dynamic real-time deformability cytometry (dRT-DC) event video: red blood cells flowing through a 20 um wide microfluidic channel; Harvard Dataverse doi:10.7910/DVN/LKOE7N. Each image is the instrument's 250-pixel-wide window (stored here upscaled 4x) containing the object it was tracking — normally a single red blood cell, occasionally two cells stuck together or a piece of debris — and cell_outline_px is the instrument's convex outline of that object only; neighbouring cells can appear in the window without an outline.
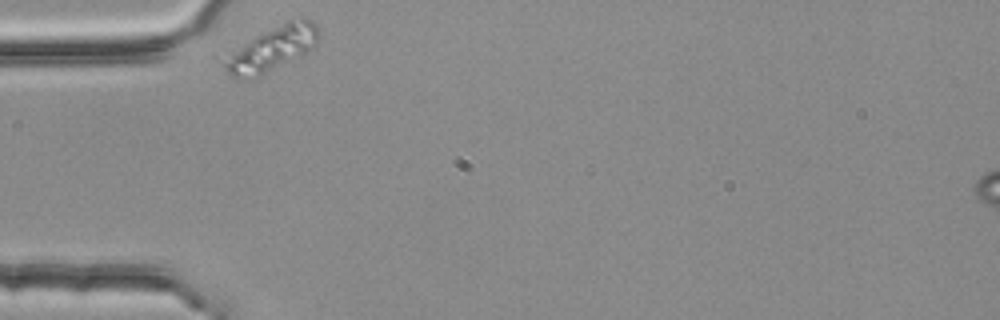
{"species": "common noctule bat (a hibernating species)", "species_latin": "Nyctalus noctula", "temperature_condition": "room temperature", "stored_images_in_passage": 36, "camera_frame_rate_fps": 3000, "um_per_image_px": 0.085, "animal": {"sex": "female", "body_mass_g": 25.1}, "frame": {"image": 1, "passage_image": 1, "time_ms": 0.0, "image_size_px": [1000, 320], "cell_outline_px": [[316, 44], [312, 48], [300, 56], [260, 76], [232, 76], [212, 56], [288, 20], [300, 16], [312, 20], [316, 24]], "centroid_in_image_um": [22.92, 4.12], "position_along_channel_um": 62.1, "area_um2": 25.2}}
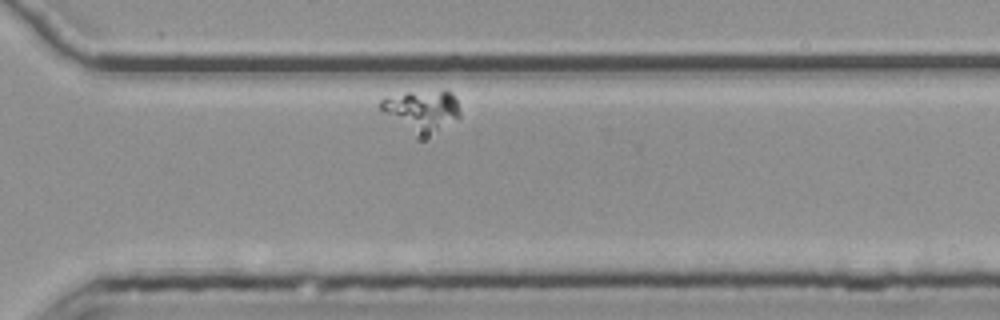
{"frame": {"image": 2, "passage_image": 31, "time_ms": 10.0, "image_size_px": [1000, 320], "cell_outline_px": [[460, 116], [436, 128], [384, 112], [376, 108], [380, 100], [384, 96], [408, 92], [444, 88], [448, 88], [452, 92], [456, 100], [460, 112]], "centroid_in_image_um": [35.93, 9.05], "position_along_channel_um": 334.7, "area_um2": 16.07}}
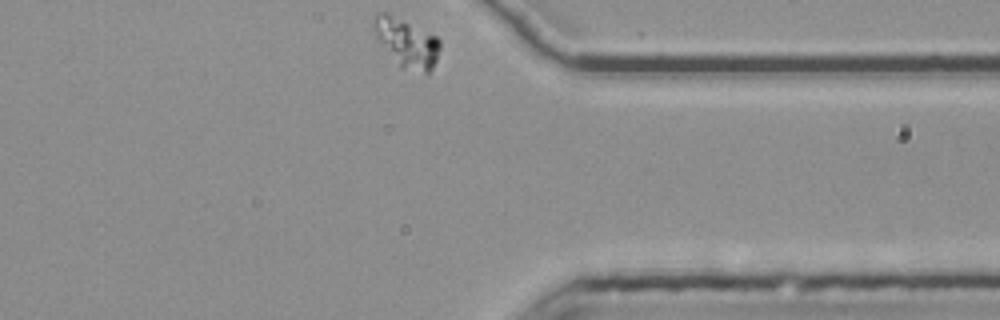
{"frame": {"image": 3, "passage_image": 36, "time_ms": 11.667, "image_size_px": [1000, 320], "cell_outline_px": [[440, 48], [436, 60], [432, 68], [428, 72], [424, 72], [400, 68], [376, 40], [372, 28], [372, 24], [376, 12], [388, 12], [436, 36], [440, 40]], "centroid_in_image_um": [34.51, 3.61], "position_along_channel_um": 376.9, "area_um2": 19.02}}